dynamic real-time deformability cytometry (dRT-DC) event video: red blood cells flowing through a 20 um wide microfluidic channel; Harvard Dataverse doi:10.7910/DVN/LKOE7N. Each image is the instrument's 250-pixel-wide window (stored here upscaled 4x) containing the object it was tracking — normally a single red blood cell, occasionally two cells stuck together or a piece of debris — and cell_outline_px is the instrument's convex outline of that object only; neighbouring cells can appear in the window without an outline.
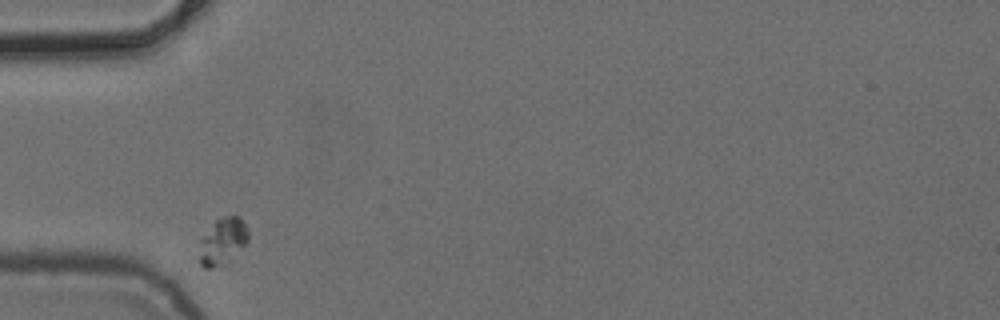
{"species": "common noctule bat (a hibernating species)", "species_latin": "Nyctalus noctula", "temperature_condition": "cold", "stored_images_in_passage": 2, "camera_frame_rate_fps": 3000, "um_per_image_px": 0.085, "animal": {"sex": "female", "body_mass_g": 24.6, "forearm_length_mm": 56.2}, "frame": {"image": 1, "passage_image": 1, "time_ms": 0.0, "image_size_px": [1000, 320], "cell_outline_px": [[248, 240], [228, 268], [204, 268], [200, 264], [200, 240], [216, 220], [220, 216], [240, 216], [248, 228]], "centroid_in_image_um": [18.97, 20.59], "position_along_channel_um": 66.0, "area_um2": 13.93}}